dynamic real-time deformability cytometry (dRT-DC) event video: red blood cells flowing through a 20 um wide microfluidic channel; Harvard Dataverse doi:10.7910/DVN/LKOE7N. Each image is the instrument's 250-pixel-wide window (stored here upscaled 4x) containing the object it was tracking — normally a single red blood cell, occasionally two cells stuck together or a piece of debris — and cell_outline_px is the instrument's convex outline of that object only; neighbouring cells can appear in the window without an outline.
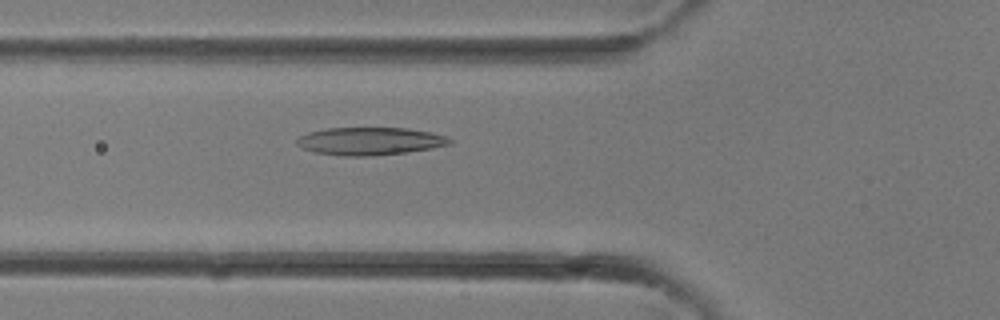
{"species": "common noctule bat (a hibernating species)", "species_latin": "Nyctalus noctula", "temperature_condition": "room temperature", "stored_images_in_passage": 22, "camera_frame_rate_fps": 3000, "um_per_image_px": 0.085, "animal": {"sex": "female"}, "frame": {"image": 1, "passage_image": 3, "time_ms": 0.667, "image_size_px": [1000, 320], "cell_outline_px": [[452, 144], [432, 148], [404, 152], [368, 156], [344, 156], [316, 152], [304, 148], [296, 144], [296, 140], [300, 136], [308, 132], [328, 128], [408, 128], [448, 136], [452, 140]], "centroid_in_image_um": [31.46, 11.99], "position_along_channel_um": 94.3, "area_um2": 24.51}}
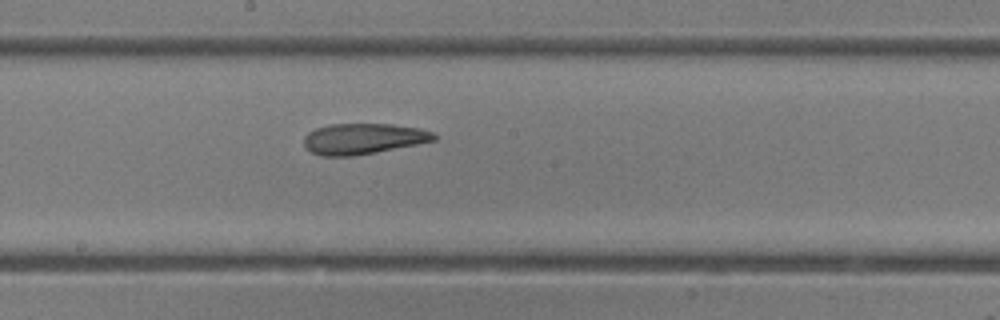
{"frame": {"image": 2, "passage_image": 9, "time_ms": 2.667, "image_size_px": [1000, 320], "cell_outline_px": [[436, 140], [376, 152], [352, 156], [320, 156], [312, 152], [304, 144], [304, 136], [308, 132], [316, 128], [328, 124], [392, 124], [420, 128], [432, 132], [436, 136]], "centroid_in_image_um": [30.85, 11.79], "position_along_channel_um": 217.3, "area_um2": 23.24}}
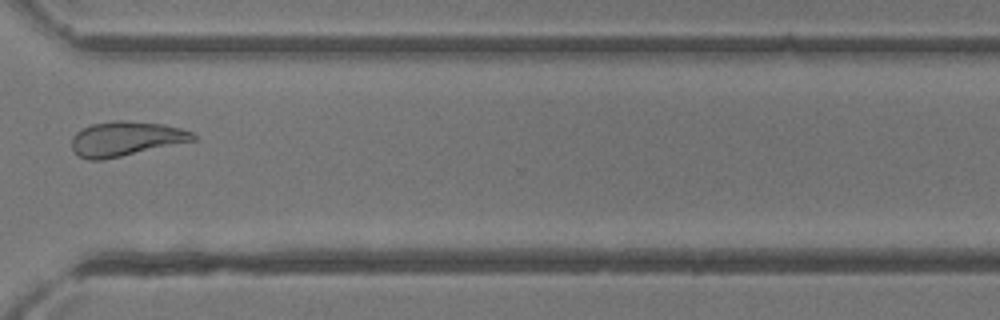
{"frame": {"image": 3, "passage_image": 16, "time_ms": 5.0, "image_size_px": [1000, 320], "cell_outline_px": [[196, 140], [104, 160], [88, 160], [76, 156], [72, 148], [72, 136], [76, 132], [92, 124], [116, 120], [124, 120], [164, 124], [180, 128], [192, 132], [196, 136]], "centroid_in_image_um": [10.67, 11.8], "position_along_channel_um": 359.9, "area_um2": 24.57}}